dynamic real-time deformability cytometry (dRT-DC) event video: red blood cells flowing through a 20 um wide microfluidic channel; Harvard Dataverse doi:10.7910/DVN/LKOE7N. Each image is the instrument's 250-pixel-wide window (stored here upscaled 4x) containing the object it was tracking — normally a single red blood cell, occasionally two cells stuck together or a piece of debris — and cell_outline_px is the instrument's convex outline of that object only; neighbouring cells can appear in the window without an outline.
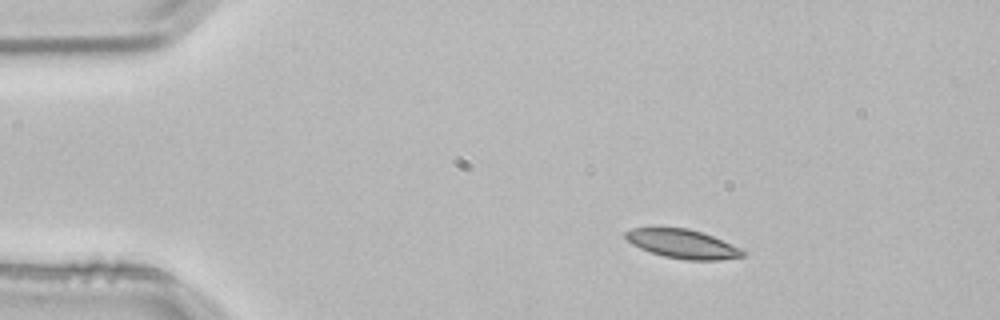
{"species": "common noctule bat (a hibernating species)", "species_latin": "Nyctalus noctula", "temperature_condition": "room temperature", "stored_images_in_passage": 2, "camera_frame_rate_fps": 3000, "um_per_image_px": 0.085, "animal": {"sex": "male", "body_mass_g": 21.5, "forearm_length_mm": 52.0}, "frame": {"image": 1, "passage_image": 1, "time_ms": 0.0, "image_size_px": [1000, 320], "cell_outline_px": [[744, 256], [720, 260], [688, 260], [664, 256], [640, 248], [632, 244], [624, 236], [624, 232], [632, 228], [688, 228], [712, 236], [740, 248], [744, 252]], "centroid_in_image_um": [58.0, 20.73], "position_along_channel_um": 27.0, "area_um2": 19.42}}
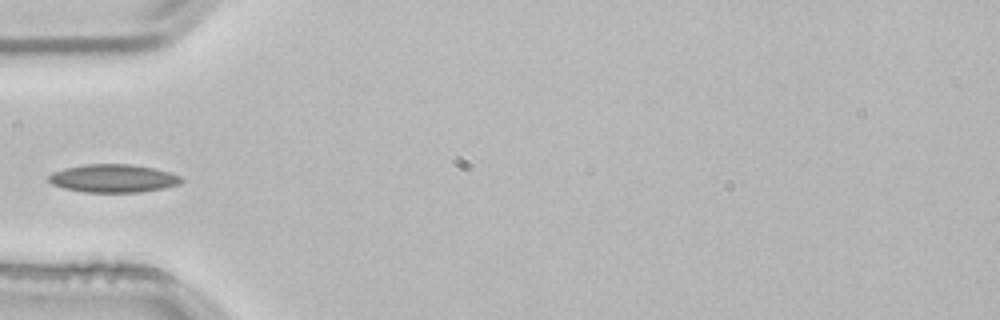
{"frame": {"image": 2, "passage_image": 2, "time_ms": 0.333, "image_size_px": [1000, 320], "cell_outline_px": [[184, 180], [180, 184], [164, 188], [140, 192], [84, 192], [64, 188], [52, 184], [48, 180], [48, 176], [52, 172], [64, 168], [84, 164], [132, 164], [152, 168], [168, 172], [180, 176]], "centroid_in_image_um": [9.61, 15.16], "position_along_channel_um": 75.4, "area_um2": 21.73}}